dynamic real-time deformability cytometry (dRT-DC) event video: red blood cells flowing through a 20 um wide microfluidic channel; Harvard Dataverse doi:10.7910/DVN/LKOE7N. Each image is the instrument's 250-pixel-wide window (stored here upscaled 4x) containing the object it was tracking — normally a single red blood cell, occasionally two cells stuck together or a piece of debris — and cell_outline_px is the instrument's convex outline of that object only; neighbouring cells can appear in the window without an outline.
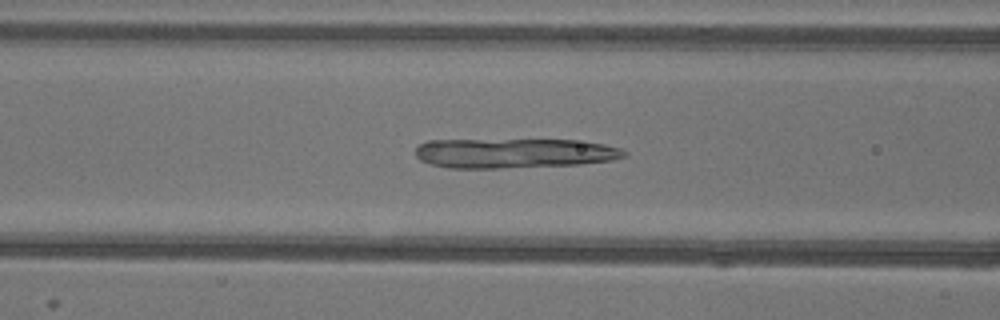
{"species": "common noctule bat (a hibernating species)", "species_latin": "Nyctalus noctula", "temperature_condition": "warm", "stored_images_in_passage": 50, "camera_frame_rate_fps": 3000, "um_per_image_px": 0.085, "animal": {"sex": "female"}, "frame": {"image": 1, "passage_image": 18, "time_ms": 5.667, "image_size_px": [1000, 320], "cell_outline_px": [[628, 156], [612, 160], [580, 164], [500, 168], [448, 168], [432, 164], [420, 160], [416, 156], [416, 148], [420, 144], [428, 140], [576, 140], [604, 144], [624, 148], [628, 152]], "centroid_in_image_um": [43.75, 13.02], "position_along_channel_um": 122.9, "area_um2": 36.3}}
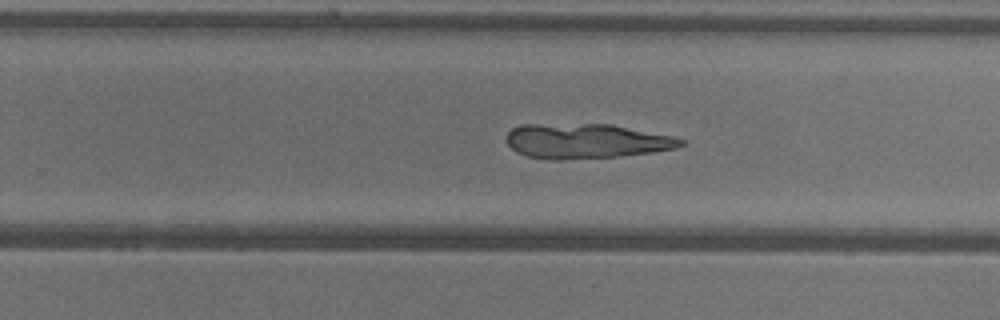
{"frame": {"image": 2, "passage_image": 30, "time_ms": 9.667, "image_size_px": [1000, 320], "cell_outline_px": [[684, 144], [676, 148], [652, 152], [616, 156], [564, 160], [548, 160], [528, 156], [516, 152], [504, 140], [508, 132], [512, 128], [520, 124], [612, 124], [672, 136], [684, 140]], "centroid_in_image_um": [49.77, 11.99], "position_along_channel_um": 280.0, "area_um2": 35.49}}
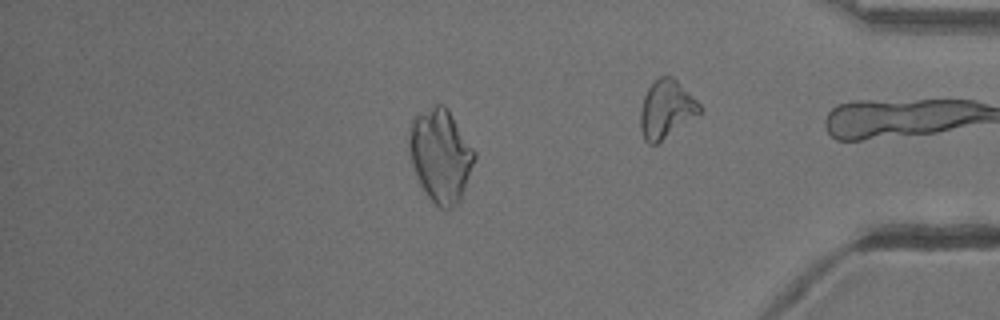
{"frame": {"image": 3, "passage_image": 42, "time_ms": 13.667, "image_size_px": [1000, 320], "cell_outline_px": [[476, 156], [460, 200], [452, 208], [444, 212], [428, 196], [420, 184], [416, 176], [412, 164], [408, 148], [408, 140], [412, 120], [416, 116], [436, 104], [444, 104], [476, 152]], "centroid_in_image_um": [37.44, 13.24], "position_along_channel_um": 397.8, "area_um2": 35.03}}